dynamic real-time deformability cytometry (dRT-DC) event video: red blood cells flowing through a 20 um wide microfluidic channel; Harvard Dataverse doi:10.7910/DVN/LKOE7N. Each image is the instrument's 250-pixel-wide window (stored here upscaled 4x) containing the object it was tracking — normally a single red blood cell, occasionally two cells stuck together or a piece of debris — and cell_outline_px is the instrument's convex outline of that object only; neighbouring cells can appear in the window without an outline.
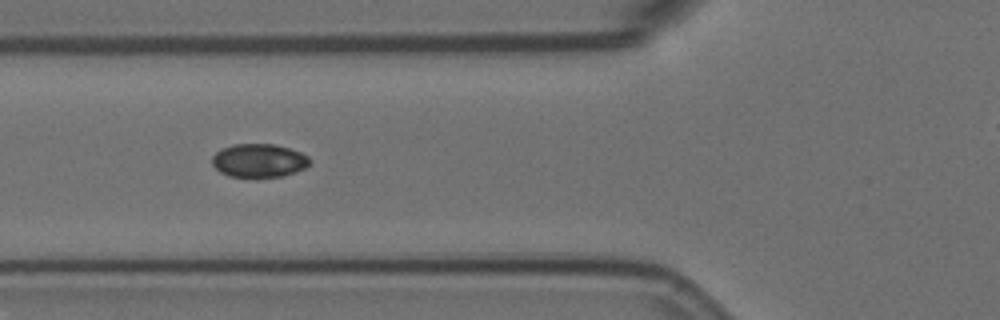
{"species": "Egyptian fruit bat (a non-hibernating species)", "species_latin": "Rousettus aegyptiacus", "temperature_condition": "room temperature", "stored_images_in_passage": 9, "camera_frame_rate_fps": 3000, "um_per_image_px": 0.085, "animal": {"sex": "female"}, "frame": {"image": 1, "passage_image": 4, "time_ms": 1.0, "image_size_px": [1000, 320], "cell_outline_px": [[312, 160], [304, 168], [296, 172], [284, 176], [228, 176], [220, 172], [212, 164], [212, 156], [216, 152], [232, 144], [272, 144], [288, 148], [300, 152], [308, 156]], "centroid_in_image_um": [22.01, 13.64], "position_along_channel_um": 103.8, "area_um2": 18.84}}
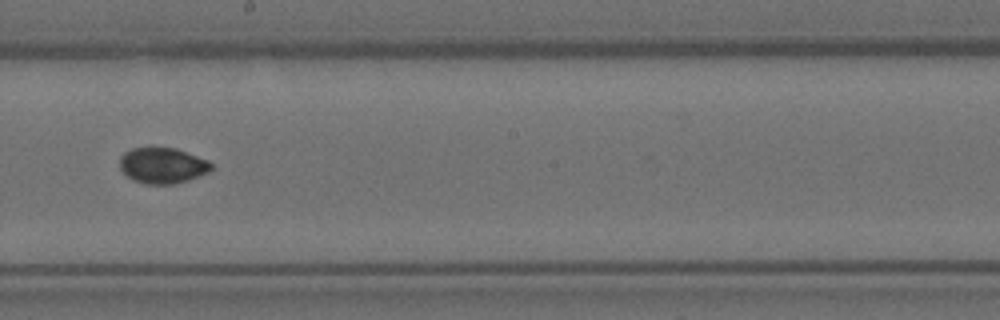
{"frame": {"image": 2, "passage_image": 7, "time_ms": 2.0, "image_size_px": [1000, 320], "cell_outline_px": [[212, 168], [208, 172], [188, 180], [172, 184], [144, 184], [132, 180], [120, 168], [120, 156], [124, 152], [132, 148], [176, 148], [208, 160], [212, 164]], "centroid_in_image_um": [13.8, 14.07], "position_along_channel_um": 234.4, "area_um2": 19.02}}
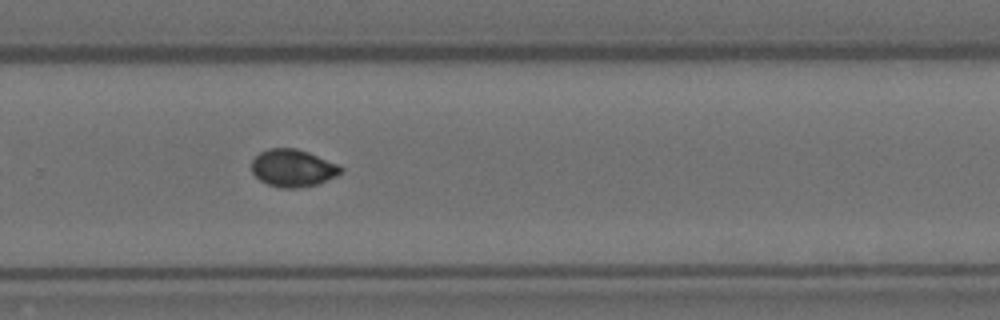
{"frame": {"image": 3, "passage_image": 9, "time_ms": 2.667, "image_size_px": [1000, 320], "cell_outline_px": [[344, 168], [336, 176], [316, 184], [296, 188], [280, 188], [268, 184], [260, 180], [252, 172], [252, 160], [260, 152], [268, 148], [296, 148], [308, 152], [340, 164]], "centroid_in_image_um": [24.9, 14.27], "position_along_channel_um": 304.9, "area_um2": 19.42}}